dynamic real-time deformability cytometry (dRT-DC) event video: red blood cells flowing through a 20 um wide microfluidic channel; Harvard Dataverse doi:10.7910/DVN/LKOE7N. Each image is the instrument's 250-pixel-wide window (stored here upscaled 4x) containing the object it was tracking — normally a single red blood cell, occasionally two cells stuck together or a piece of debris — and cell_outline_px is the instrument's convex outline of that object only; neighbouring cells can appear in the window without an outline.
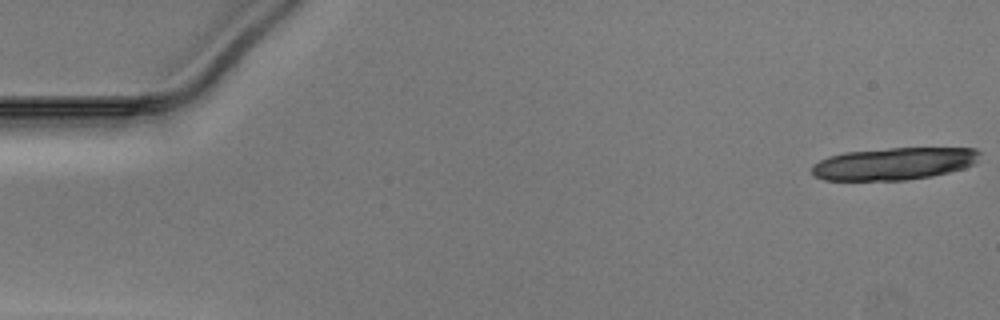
{"species": "Egyptian fruit bat (a non-hibernating species)", "species_latin": "Rousettus aegyptiacus", "temperature_condition": "warm", "stored_images_in_passage": 18, "camera_frame_rate_fps": 3000, "um_per_image_px": 0.085, "animal": {"sex": "male"}, "frame": {"image": 1, "passage_image": 1, "time_ms": 0.0, "image_size_px": [1000, 320], "cell_outline_px": [[980, 152], [976, 160], [972, 164], [964, 168], [932, 176], [904, 180], [824, 180], [816, 176], [812, 172], [812, 164], [828, 156], [844, 152], [888, 148], [976, 148]], "centroid_in_image_um": [75.95, 13.91], "position_along_channel_um": 9.0, "area_um2": 31.5}}